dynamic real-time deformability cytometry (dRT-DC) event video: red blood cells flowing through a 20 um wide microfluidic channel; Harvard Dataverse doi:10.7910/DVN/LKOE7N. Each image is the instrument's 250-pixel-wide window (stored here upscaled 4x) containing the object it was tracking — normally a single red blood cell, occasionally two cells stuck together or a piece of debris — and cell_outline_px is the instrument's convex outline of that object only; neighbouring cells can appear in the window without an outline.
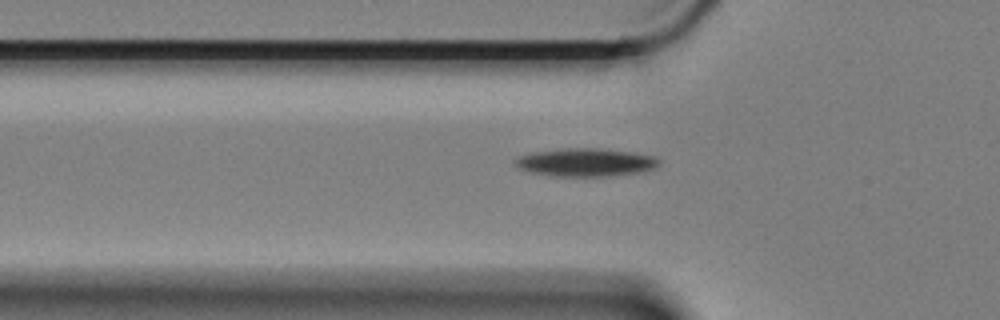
{"species": "Egyptian fruit bat (a non-hibernating species)", "species_latin": "Rousettus aegyptiacus", "temperature_condition": "cold", "stored_images_in_passage": 42, "camera_frame_rate_fps": 3000, "um_per_image_px": 0.085, "animal": {"sex": "female"}, "frame": {"image": 1, "passage_image": 7, "time_ms": 2.0, "image_size_px": [1000, 320], "cell_outline_px": [[660, 164], [656, 168], [644, 172], [604, 176], [556, 176], [532, 172], [520, 168], [516, 164], [516, 160], [520, 156], [532, 152], [568, 148], [596, 148], [636, 152], [652, 156], [660, 160]], "centroid_in_image_um": [49.87, 13.79], "position_along_channel_um": 75.9, "area_um2": 23.41}}
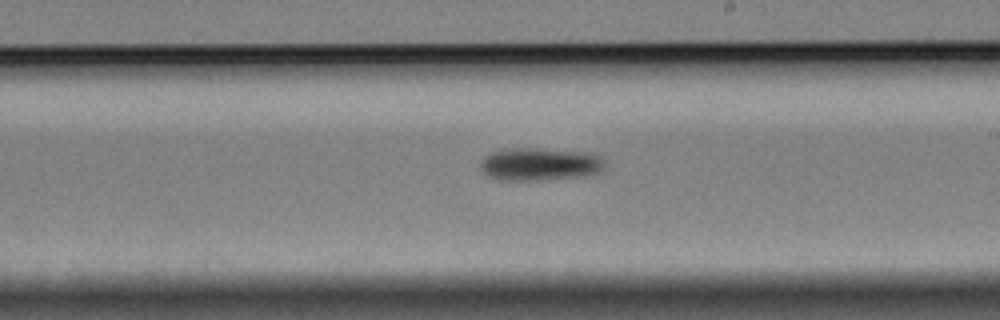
{"frame": {"image": 2, "passage_image": 22, "time_ms": 7.0, "image_size_px": [1000, 320], "cell_outline_px": [[604, 168], [600, 172], [584, 176], [536, 180], [504, 180], [488, 176], [480, 168], [480, 164], [484, 156], [492, 152], [508, 148], [532, 148], [592, 152], [600, 156], [604, 160]], "centroid_in_image_um": [45.91, 13.94], "position_along_channel_um": 243.1, "area_um2": 23.87}}
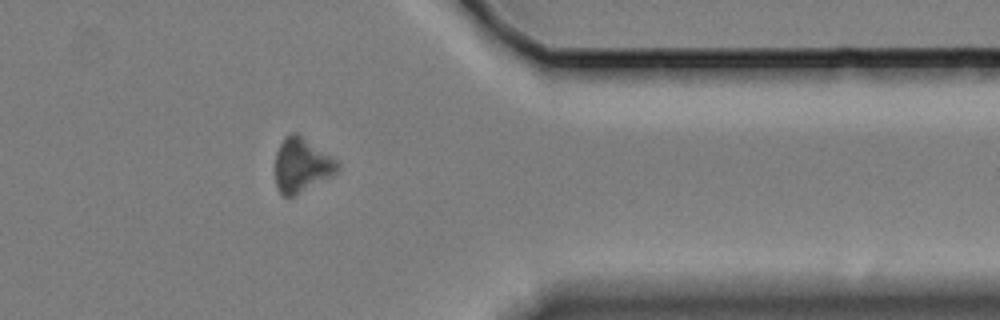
{"frame": {"image": 3, "passage_image": 36, "time_ms": 11.667, "image_size_px": [1000, 320], "cell_outline_px": [[340, 168], [332, 176], [292, 196], [284, 196], [280, 192], [276, 184], [276, 152], [284, 136], [292, 132], [296, 132], [332, 156], [340, 164]], "centroid_in_image_um": [25.65, 14.01], "position_along_channel_um": 385.8, "area_um2": 19.48}}